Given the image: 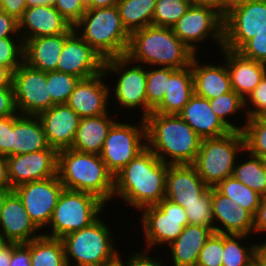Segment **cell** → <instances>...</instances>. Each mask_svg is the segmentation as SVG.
<instances>
[{
    "label": "cell",
    "instance_id": "obj_25",
    "mask_svg": "<svg viewBox=\"0 0 266 266\" xmlns=\"http://www.w3.org/2000/svg\"><path fill=\"white\" fill-rule=\"evenodd\" d=\"M38 116L11 115V156L49 148Z\"/></svg>",
    "mask_w": 266,
    "mask_h": 266
},
{
    "label": "cell",
    "instance_id": "obj_37",
    "mask_svg": "<svg viewBox=\"0 0 266 266\" xmlns=\"http://www.w3.org/2000/svg\"><path fill=\"white\" fill-rule=\"evenodd\" d=\"M209 104L213 112L222 120V122L231 129V131H241L244 125H236L228 118L233 117L234 114H240L239 111L245 112V100L236 94L233 90L222 94L213 99H209ZM239 126V127H238Z\"/></svg>",
    "mask_w": 266,
    "mask_h": 266
},
{
    "label": "cell",
    "instance_id": "obj_23",
    "mask_svg": "<svg viewBox=\"0 0 266 266\" xmlns=\"http://www.w3.org/2000/svg\"><path fill=\"white\" fill-rule=\"evenodd\" d=\"M192 164L169 165L165 198L186 208L209 189Z\"/></svg>",
    "mask_w": 266,
    "mask_h": 266
},
{
    "label": "cell",
    "instance_id": "obj_65",
    "mask_svg": "<svg viewBox=\"0 0 266 266\" xmlns=\"http://www.w3.org/2000/svg\"><path fill=\"white\" fill-rule=\"evenodd\" d=\"M85 10L92 9V0H79Z\"/></svg>",
    "mask_w": 266,
    "mask_h": 266
},
{
    "label": "cell",
    "instance_id": "obj_52",
    "mask_svg": "<svg viewBox=\"0 0 266 266\" xmlns=\"http://www.w3.org/2000/svg\"><path fill=\"white\" fill-rule=\"evenodd\" d=\"M20 36L18 20L0 10V38Z\"/></svg>",
    "mask_w": 266,
    "mask_h": 266
},
{
    "label": "cell",
    "instance_id": "obj_34",
    "mask_svg": "<svg viewBox=\"0 0 266 266\" xmlns=\"http://www.w3.org/2000/svg\"><path fill=\"white\" fill-rule=\"evenodd\" d=\"M247 156L249 159L247 157L242 163L236 160L232 176L259 195L266 196V168L263 159L250 153Z\"/></svg>",
    "mask_w": 266,
    "mask_h": 266
},
{
    "label": "cell",
    "instance_id": "obj_47",
    "mask_svg": "<svg viewBox=\"0 0 266 266\" xmlns=\"http://www.w3.org/2000/svg\"><path fill=\"white\" fill-rule=\"evenodd\" d=\"M55 9L74 26L86 12L79 0H54Z\"/></svg>",
    "mask_w": 266,
    "mask_h": 266
},
{
    "label": "cell",
    "instance_id": "obj_51",
    "mask_svg": "<svg viewBox=\"0 0 266 266\" xmlns=\"http://www.w3.org/2000/svg\"><path fill=\"white\" fill-rule=\"evenodd\" d=\"M149 250L142 251L140 250L129 255L127 264L128 266H165L159 258H154L150 256Z\"/></svg>",
    "mask_w": 266,
    "mask_h": 266
},
{
    "label": "cell",
    "instance_id": "obj_54",
    "mask_svg": "<svg viewBox=\"0 0 266 266\" xmlns=\"http://www.w3.org/2000/svg\"><path fill=\"white\" fill-rule=\"evenodd\" d=\"M266 232V196H262L260 200L259 207L254 216V233ZM266 241V239L264 240Z\"/></svg>",
    "mask_w": 266,
    "mask_h": 266
},
{
    "label": "cell",
    "instance_id": "obj_35",
    "mask_svg": "<svg viewBox=\"0 0 266 266\" xmlns=\"http://www.w3.org/2000/svg\"><path fill=\"white\" fill-rule=\"evenodd\" d=\"M246 235L223 234L222 266H254L258 243L243 246ZM244 239V240H243Z\"/></svg>",
    "mask_w": 266,
    "mask_h": 266
},
{
    "label": "cell",
    "instance_id": "obj_48",
    "mask_svg": "<svg viewBox=\"0 0 266 266\" xmlns=\"http://www.w3.org/2000/svg\"><path fill=\"white\" fill-rule=\"evenodd\" d=\"M16 114L13 86L0 87V118Z\"/></svg>",
    "mask_w": 266,
    "mask_h": 266
},
{
    "label": "cell",
    "instance_id": "obj_32",
    "mask_svg": "<svg viewBox=\"0 0 266 266\" xmlns=\"http://www.w3.org/2000/svg\"><path fill=\"white\" fill-rule=\"evenodd\" d=\"M157 0H119L117 7L125 29L133 31L152 25Z\"/></svg>",
    "mask_w": 266,
    "mask_h": 266
},
{
    "label": "cell",
    "instance_id": "obj_4",
    "mask_svg": "<svg viewBox=\"0 0 266 266\" xmlns=\"http://www.w3.org/2000/svg\"><path fill=\"white\" fill-rule=\"evenodd\" d=\"M57 175L64 189L93 194L105 204L113 199L114 176L98 154L58 151Z\"/></svg>",
    "mask_w": 266,
    "mask_h": 266
},
{
    "label": "cell",
    "instance_id": "obj_2",
    "mask_svg": "<svg viewBox=\"0 0 266 266\" xmlns=\"http://www.w3.org/2000/svg\"><path fill=\"white\" fill-rule=\"evenodd\" d=\"M145 122L147 147L162 162L193 164L202 138L178 114L151 112Z\"/></svg>",
    "mask_w": 266,
    "mask_h": 266
},
{
    "label": "cell",
    "instance_id": "obj_53",
    "mask_svg": "<svg viewBox=\"0 0 266 266\" xmlns=\"http://www.w3.org/2000/svg\"><path fill=\"white\" fill-rule=\"evenodd\" d=\"M26 0H0V10L19 20L27 8Z\"/></svg>",
    "mask_w": 266,
    "mask_h": 266
},
{
    "label": "cell",
    "instance_id": "obj_31",
    "mask_svg": "<svg viewBox=\"0 0 266 266\" xmlns=\"http://www.w3.org/2000/svg\"><path fill=\"white\" fill-rule=\"evenodd\" d=\"M194 95L191 66L176 69L167 80L162 102L152 111L161 114H178Z\"/></svg>",
    "mask_w": 266,
    "mask_h": 266
},
{
    "label": "cell",
    "instance_id": "obj_6",
    "mask_svg": "<svg viewBox=\"0 0 266 266\" xmlns=\"http://www.w3.org/2000/svg\"><path fill=\"white\" fill-rule=\"evenodd\" d=\"M101 218L61 238L68 266H104L120 255L116 250L115 239L111 236L112 228ZM74 261L76 264H73Z\"/></svg>",
    "mask_w": 266,
    "mask_h": 266
},
{
    "label": "cell",
    "instance_id": "obj_5",
    "mask_svg": "<svg viewBox=\"0 0 266 266\" xmlns=\"http://www.w3.org/2000/svg\"><path fill=\"white\" fill-rule=\"evenodd\" d=\"M73 27L104 60L126 55L130 33L117 6L88 9Z\"/></svg>",
    "mask_w": 266,
    "mask_h": 266
},
{
    "label": "cell",
    "instance_id": "obj_30",
    "mask_svg": "<svg viewBox=\"0 0 266 266\" xmlns=\"http://www.w3.org/2000/svg\"><path fill=\"white\" fill-rule=\"evenodd\" d=\"M109 114L81 118L71 148L83 153L100 155L110 128L118 121L113 115L110 118Z\"/></svg>",
    "mask_w": 266,
    "mask_h": 266
},
{
    "label": "cell",
    "instance_id": "obj_19",
    "mask_svg": "<svg viewBox=\"0 0 266 266\" xmlns=\"http://www.w3.org/2000/svg\"><path fill=\"white\" fill-rule=\"evenodd\" d=\"M18 31L24 42L43 36L73 33L75 30L52 4H42L25 9L18 20Z\"/></svg>",
    "mask_w": 266,
    "mask_h": 266
},
{
    "label": "cell",
    "instance_id": "obj_50",
    "mask_svg": "<svg viewBox=\"0 0 266 266\" xmlns=\"http://www.w3.org/2000/svg\"><path fill=\"white\" fill-rule=\"evenodd\" d=\"M9 266H31L30 241L28 243H16L13 246Z\"/></svg>",
    "mask_w": 266,
    "mask_h": 266
},
{
    "label": "cell",
    "instance_id": "obj_18",
    "mask_svg": "<svg viewBox=\"0 0 266 266\" xmlns=\"http://www.w3.org/2000/svg\"><path fill=\"white\" fill-rule=\"evenodd\" d=\"M108 78L104 70L92 77L80 79L71 93L67 105L72 108L80 118L94 117L109 113L110 85L105 84ZM108 85V86H107Z\"/></svg>",
    "mask_w": 266,
    "mask_h": 266
},
{
    "label": "cell",
    "instance_id": "obj_42",
    "mask_svg": "<svg viewBox=\"0 0 266 266\" xmlns=\"http://www.w3.org/2000/svg\"><path fill=\"white\" fill-rule=\"evenodd\" d=\"M184 209L189 224L210 227L214 231L211 187L198 199V201L186 204V208Z\"/></svg>",
    "mask_w": 266,
    "mask_h": 266
},
{
    "label": "cell",
    "instance_id": "obj_10",
    "mask_svg": "<svg viewBox=\"0 0 266 266\" xmlns=\"http://www.w3.org/2000/svg\"><path fill=\"white\" fill-rule=\"evenodd\" d=\"M139 225L142 224L146 248L152 251L164 244L173 243L189 224L185 209L179 204L164 198L157 205H151L141 210ZM167 245V246H166Z\"/></svg>",
    "mask_w": 266,
    "mask_h": 266
},
{
    "label": "cell",
    "instance_id": "obj_60",
    "mask_svg": "<svg viewBox=\"0 0 266 266\" xmlns=\"http://www.w3.org/2000/svg\"><path fill=\"white\" fill-rule=\"evenodd\" d=\"M193 4L213 7L222 14V0H193Z\"/></svg>",
    "mask_w": 266,
    "mask_h": 266
},
{
    "label": "cell",
    "instance_id": "obj_55",
    "mask_svg": "<svg viewBox=\"0 0 266 266\" xmlns=\"http://www.w3.org/2000/svg\"><path fill=\"white\" fill-rule=\"evenodd\" d=\"M15 244V242H5L0 246V266H9Z\"/></svg>",
    "mask_w": 266,
    "mask_h": 266
},
{
    "label": "cell",
    "instance_id": "obj_61",
    "mask_svg": "<svg viewBox=\"0 0 266 266\" xmlns=\"http://www.w3.org/2000/svg\"><path fill=\"white\" fill-rule=\"evenodd\" d=\"M119 0H92V9L117 6Z\"/></svg>",
    "mask_w": 266,
    "mask_h": 266
},
{
    "label": "cell",
    "instance_id": "obj_11",
    "mask_svg": "<svg viewBox=\"0 0 266 266\" xmlns=\"http://www.w3.org/2000/svg\"><path fill=\"white\" fill-rule=\"evenodd\" d=\"M140 119L137 125L116 121L108 132L100 156L113 176L147 147L146 122Z\"/></svg>",
    "mask_w": 266,
    "mask_h": 266
},
{
    "label": "cell",
    "instance_id": "obj_27",
    "mask_svg": "<svg viewBox=\"0 0 266 266\" xmlns=\"http://www.w3.org/2000/svg\"><path fill=\"white\" fill-rule=\"evenodd\" d=\"M197 54L191 63L194 94L206 98L213 99L222 94L230 92L231 81L230 75L225 61L221 64H214L205 62L201 63ZM200 62V63H199Z\"/></svg>",
    "mask_w": 266,
    "mask_h": 266
},
{
    "label": "cell",
    "instance_id": "obj_45",
    "mask_svg": "<svg viewBox=\"0 0 266 266\" xmlns=\"http://www.w3.org/2000/svg\"><path fill=\"white\" fill-rule=\"evenodd\" d=\"M244 115L245 121L248 118L266 115V75L245 99Z\"/></svg>",
    "mask_w": 266,
    "mask_h": 266
},
{
    "label": "cell",
    "instance_id": "obj_40",
    "mask_svg": "<svg viewBox=\"0 0 266 266\" xmlns=\"http://www.w3.org/2000/svg\"><path fill=\"white\" fill-rule=\"evenodd\" d=\"M147 67L146 95L148 106L154 110L163 100L167 90V80L176 70L170 67Z\"/></svg>",
    "mask_w": 266,
    "mask_h": 266
},
{
    "label": "cell",
    "instance_id": "obj_14",
    "mask_svg": "<svg viewBox=\"0 0 266 266\" xmlns=\"http://www.w3.org/2000/svg\"><path fill=\"white\" fill-rule=\"evenodd\" d=\"M266 28V0H248L224 16L223 47L238 51Z\"/></svg>",
    "mask_w": 266,
    "mask_h": 266
},
{
    "label": "cell",
    "instance_id": "obj_33",
    "mask_svg": "<svg viewBox=\"0 0 266 266\" xmlns=\"http://www.w3.org/2000/svg\"><path fill=\"white\" fill-rule=\"evenodd\" d=\"M31 266H68L62 239L42 235L30 241Z\"/></svg>",
    "mask_w": 266,
    "mask_h": 266
},
{
    "label": "cell",
    "instance_id": "obj_67",
    "mask_svg": "<svg viewBox=\"0 0 266 266\" xmlns=\"http://www.w3.org/2000/svg\"><path fill=\"white\" fill-rule=\"evenodd\" d=\"M262 159H263L264 166L266 168V155L264 157H262Z\"/></svg>",
    "mask_w": 266,
    "mask_h": 266
},
{
    "label": "cell",
    "instance_id": "obj_44",
    "mask_svg": "<svg viewBox=\"0 0 266 266\" xmlns=\"http://www.w3.org/2000/svg\"><path fill=\"white\" fill-rule=\"evenodd\" d=\"M223 234L213 233L201 249L198 266H222Z\"/></svg>",
    "mask_w": 266,
    "mask_h": 266
},
{
    "label": "cell",
    "instance_id": "obj_43",
    "mask_svg": "<svg viewBox=\"0 0 266 266\" xmlns=\"http://www.w3.org/2000/svg\"><path fill=\"white\" fill-rule=\"evenodd\" d=\"M24 42L21 36L0 38V64L14 72L23 63Z\"/></svg>",
    "mask_w": 266,
    "mask_h": 266
},
{
    "label": "cell",
    "instance_id": "obj_38",
    "mask_svg": "<svg viewBox=\"0 0 266 266\" xmlns=\"http://www.w3.org/2000/svg\"><path fill=\"white\" fill-rule=\"evenodd\" d=\"M244 148L256 157L266 155V115L248 118L242 130Z\"/></svg>",
    "mask_w": 266,
    "mask_h": 266
},
{
    "label": "cell",
    "instance_id": "obj_3",
    "mask_svg": "<svg viewBox=\"0 0 266 266\" xmlns=\"http://www.w3.org/2000/svg\"><path fill=\"white\" fill-rule=\"evenodd\" d=\"M125 56L145 67L182 69L191 65L196 54L180 41L172 28L150 25L130 34Z\"/></svg>",
    "mask_w": 266,
    "mask_h": 266
},
{
    "label": "cell",
    "instance_id": "obj_1",
    "mask_svg": "<svg viewBox=\"0 0 266 266\" xmlns=\"http://www.w3.org/2000/svg\"><path fill=\"white\" fill-rule=\"evenodd\" d=\"M168 166L146 147L114 176L113 199H123L138 213L157 205L165 198Z\"/></svg>",
    "mask_w": 266,
    "mask_h": 266
},
{
    "label": "cell",
    "instance_id": "obj_64",
    "mask_svg": "<svg viewBox=\"0 0 266 266\" xmlns=\"http://www.w3.org/2000/svg\"><path fill=\"white\" fill-rule=\"evenodd\" d=\"M121 253L120 255L112 262L110 263H107L106 265L104 266H128L127 262H124L123 260L124 259H121ZM124 262V263H123ZM126 263V264H125Z\"/></svg>",
    "mask_w": 266,
    "mask_h": 266
},
{
    "label": "cell",
    "instance_id": "obj_7",
    "mask_svg": "<svg viewBox=\"0 0 266 266\" xmlns=\"http://www.w3.org/2000/svg\"><path fill=\"white\" fill-rule=\"evenodd\" d=\"M244 152V153H243ZM246 154L241 131L202 139L193 166L208 187H216L221 181L232 176L238 154Z\"/></svg>",
    "mask_w": 266,
    "mask_h": 266
},
{
    "label": "cell",
    "instance_id": "obj_24",
    "mask_svg": "<svg viewBox=\"0 0 266 266\" xmlns=\"http://www.w3.org/2000/svg\"><path fill=\"white\" fill-rule=\"evenodd\" d=\"M220 51L223 52L232 90L245 100L266 75V64L224 47Z\"/></svg>",
    "mask_w": 266,
    "mask_h": 266
},
{
    "label": "cell",
    "instance_id": "obj_36",
    "mask_svg": "<svg viewBox=\"0 0 266 266\" xmlns=\"http://www.w3.org/2000/svg\"><path fill=\"white\" fill-rule=\"evenodd\" d=\"M221 194L230 198L233 203L240 205L255 216L260 204L261 195L245 186L233 176L227 177L215 187Z\"/></svg>",
    "mask_w": 266,
    "mask_h": 266
},
{
    "label": "cell",
    "instance_id": "obj_49",
    "mask_svg": "<svg viewBox=\"0 0 266 266\" xmlns=\"http://www.w3.org/2000/svg\"><path fill=\"white\" fill-rule=\"evenodd\" d=\"M0 154L11 156V115L0 118Z\"/></svg>",
    "mask_w": 266,
    "mask_h": 266
},
{
    "label": "cell",
    "instance_id": "obj_41",
    "mask_svg": "<svg viewBox=\"0 0 266 266\" xmlns=\"http://www.w3.org/2000/svg\"><path fill=\"white\" fill-rule=\"evenodd\" d=\"M80 78L71 74L50 71L47 72V86L52 101L55 104H66Z\"/></svg>",
    "mask_w": 266,
    "mask_h": 266
},
{
    "label": "cell",
    "instance_id": "obj_20",
    "mask_svg": "<svg viewBox=\"0 0 266 266\" xmlns=\"http://www.w3.org/2000/svg\"><path fill=\"white\" fill-rule=\"evenodd\" d=\"M214 233L246 235L251 238L254 230V216L240 205L211 187ZM219 224V225H218Z\"/></svg>",
    "mask_w": 266,
    "mask_h": 266
},
{
    "label": "cell",
    "instance_id": "obj_9",
    "mask_svg": "<svg viewBox=\"0 0 266 266\" xmlns=\"http://www.w3.org/2000/svg\"><path fill=\"white\" fill-rule=\"evenodd\" d=\"M133 62L127 56H120L104 60V72L109 76L112 73L119 76L113 91L112 99L117 101L121 108L127 111L141 109L142 118H146L153 110L148 106L146 95L147 69L144 65ZM145 69V70H144Z\"/></svg>",
    "mask_w": 266,
    "mask_h": 266
},
{
    "label": "cell",
    "instance_id": "obj_8",
    "mask_svg": "<svg viewBox=\"0 0 266 266\" xmlns=\"http://www.w3.org/2000/svg\"><path fill=\"white\" fill-rule=\"evenodd\" d=\"M107 206L93 194L63 189L51 221L47 228L52 230L43 233L44 236L61 239L68 233L90 226L105 211Z\"/></svg>",
    "mask_w": 266,
    "mask_h": 266
},
{
    "label": "cell",
    "instance_id": "obj_63",
    "mask_svg": "<svg viewBox=\"0 0 266 266\" xmlns=\"http://www.w3.org/2000/svg\"><path fill=\"white\" fill-rule=\"evenodd\" d=\"M53 2H54V0H26L27 6L52 4Z\"/></svg>",
    "mask_w": 266,
    "mask_h": 266
},
{
    "label": "cell",
    "instance_id": "obj_22",
    "mask_svg": "<svg viewBox=\"0 0 266 266\" xmlns=\"http://www.w3.org/2000/svg\"><path fill=\"white\" fill-rule=\"evenodd\" d=\"M38 231V234H37ZM29 217L18 195L12 191L0 213V232L5 242L28 243L43 233Z\"/></svg>",
    "mask_w": 266,
    "mask_h": 266
},
{
    "label": "cell",
    "instance_id": "obj_21",
    "mask_svg": "<svg viewBox=\"0 0 266 266\" xmlns=\"http://www.w3.org/2000/svg\"><path fill=\"white\" fill-rule=\"evenodd\" d=\"M50 147L57 151L72 147L81 118L67 104H55L38 115Z\"/></svg>",
    "mask_w": 266,
    "mask_h": 266
},
{
    "label": "cell",
    "instance_id": "obj_26",
    "mask_svg": "<svg viewBox=\"0 0 266 266\" xmlns=\"http://www.w3.org/2000/svg\"><path fill=\"white\" fill-rule=\"evenodd\" d=\"M178 115L202 138H216L228 134V128L213 112L209 99L193 95Z\"/></svg>",
    "mask_w": 266,
    "mask_h": 266
},
{
    "label": "cell",
    "instance_id": "obj_12",
    "mask_svg": "<svg viewBox=\"0 0 266 266\" xmlns=\"http://www.w3.org/2000/svg\"><path fill=\"white\" fill-rule=\"evenodd\" d=\"M174 34L197 55L199 42L210 37L218 48L224 43V16L215 8L192 4L171 27ZM198 43V44H197Z\"/></svg>",
    "mask_w": 266,
    "mask_h": 266
},
{
    "label": "cell",
    "instance_id": "obj_15",
    "mask_svg": "<svg viewBox=\"0 0 266 266\" xmlns=\"http://www.w3.org/2000/svg\"><path fill=\"white\" fill-rule=\"evenodd\" d=\"M58 175L44 180L32 181L21 184L13 191L21 199L29 217L41 230L51 221L58 198L63 191Z\"/></svg>",
    "mask_w": 266,
    "mask_h": 266
},
{
    "label": "cell",
    "instance_id": "obj_17",
    "mask_svg": "<svg viewBox=\"0 0 266 266\" xmlns=\"http://www.w3.org/2000/svg\"><path fill=\"white\" fill-rule=\"evenodd\" d=\"M103 70L104 59L74 31L65 40L56 71L85 79Z\"/></svg>",
    "mask_w": 266,
    "mask_h": 266
},
{
    "label": "cell",
    "instance_id": "obj_46",
    "mask_svg": "<svg viewBox=\"0 0 266 266\" xmlns=\"http://www.w3.org/2000/svg\"><path fill=\"white\" fill-rule=\"evenodd\" d=\"M238 52L245 58L266 64V28L248 40Z\"/></svg>",
    "mask_w": 266,
    "mask_h": 266
},
{
    "label": "cell",
    "instance_id": "obj_13",
    "mask_svg": "<svg viewBox=\"0 0 266 266\" xmlns=\"http://www.w3.org/2000/svg\"><path fill=\"white\" fill-rule=\"evenodd\" d=\"M12 85L15 107L20 115L38 116L55 105L47 86V72L23 62L13 72Z\"/></svg>",
    "mask_w": 266,
    "mask_h": 266
},
{
    "label": "cell",
    "instance_id": "obj_57",
    "mask_svg": "<svg viewBox=\"0 0 266 266\" xmlns=\"http://www.w3.org/2000/svg\"><path fill=\"white\" fill-rule=\"evenodd\" d=\"M258 243L255 252L254 266H266V241Z\"/></svg>",
    "mask_w": 266,
    "mask_h": 266
},
{
    "label": "cell",
    "instance_id": "obj_28",
    "mask_svg": "<svg viewBox=\"0 0 266 266\" xmlns=\"http://www.w3.org/2000/svg\"><path fill=\"white\" fill-rule=\"evenodd\" d=\"M71 34L61 33L24 41L23 62L43 72L56 71L65 40Z\"/></svg>",
    "mask_w": 266,
    "mask_h": 266
},
{
    "label": "cell",
    "instance_id": "obj_56",
    "mask_svg": "<svg viewBox=\"0 0 266 266\" xmlns=\"http://www.w3.org/2000/svg\"><path fill=\"white\" fill-rule=\"evenodd\" d=\"M0 187L11 188L8 177V161L7 157L0 154Z\"/></svg>",
    "mask_w": 266,
    "mask_h": 266
},
{
    "label": "cell",
    "instance_id": "obj_16",
    "mask_svg": "<svg viewBox=\"0 0 266 266\" xmlns=\"http://www.w3.org/2000/svg\"><path fill=\"white\" fill-rule=\"evenodd\" d=\"M11 188L57 176L58 151L52 147L7 157Z\"/></svg>",
    "mask_w": 266,
    "mask_h": 266
},
{
    "label": "cell",
    "instance_id": "obj_66",
    "mask_svg": "<svg viewBox=\"0 0 266 266\" xmlns=\"http://www.w3.org/2000/svg\"><path fill=\"white\" fill-rule=\"evenodd\" d=\"M3 243H5V241L3 240V237H2L1 232H0V246H1Z\"/></svg>",
    "mask_w": 266,
    "mask_h": 266
},
{
    "label": "cell",
    "instance_id": "obj_58",
    "mask_svg": "<svg viewBox=\"0 0 266 266\" xmlns=\"http://www.w3.org/2000/svg\"><path fill=\"white\" fill-rule=\"evenodd\" d=\"M13 72L8 68L0 64V87L13 86Z\"/></svg>",
    "mask_w": 266,
    "mask_h": 266
},
{
    "label": "cell",
    "instance_id": "obj_39",
    "mask_svg": "<svg viewBox=\"0 0 266 266\" xmlns=\"http://www.w3.org/2000/svg\"><path fill=\"white\" fill-rule=\"evenodd\" d=\"M192 4L193 0H157L152 25L171 28Z\"/></svg>",
    "mask_w": 266,
    "mask_h": 266
},
{
    "label": "cell",
    "instance_id": "obj_62",
    "mask_svg": "<svg viewBox=\"0 0 266 266\" xmlns=\"http://www.w3.org/2000/svg\"><path fill=\"white\" fill-rule=\"evenodd\" d=\"M13 191L12 188H3V187H0V213L3 209V205H4V202L6 200V198L8 197V195Z\"/></svg>",
    "mask_w": 266,
    "mask_h": 266
},
{
    "label": "cell",
    "instance_id": "obj_59",
    "mask_svg": "<svg viewBox=\"0 0 266 266\" xmlns=\"http://www.w3.org/2000/svg\"><path fill=\"white\" fill-rule=\"evenodd\" d=\"M248 0H222V15L225 16L235 7L244 4Z\"/></svg>",
    "mask_w": 266,
    "mask_h": 266
},
{
    "label": "cell",
    "instance_id": "obj_29",
    "mask_svg": "<svg viewBox=\"0 0 266 266\" xmlns=\"http://www.w3.org/2000/svg\"><path fill=\"white\" fill-rule=\"evenodd\" d=\"M214 231L210 227L187 224L178 238L168 247L173 266H194L201 249Z\"/></svg>",
    "mask_w": 266,
    "mask_h": 266
}]
</instances>
